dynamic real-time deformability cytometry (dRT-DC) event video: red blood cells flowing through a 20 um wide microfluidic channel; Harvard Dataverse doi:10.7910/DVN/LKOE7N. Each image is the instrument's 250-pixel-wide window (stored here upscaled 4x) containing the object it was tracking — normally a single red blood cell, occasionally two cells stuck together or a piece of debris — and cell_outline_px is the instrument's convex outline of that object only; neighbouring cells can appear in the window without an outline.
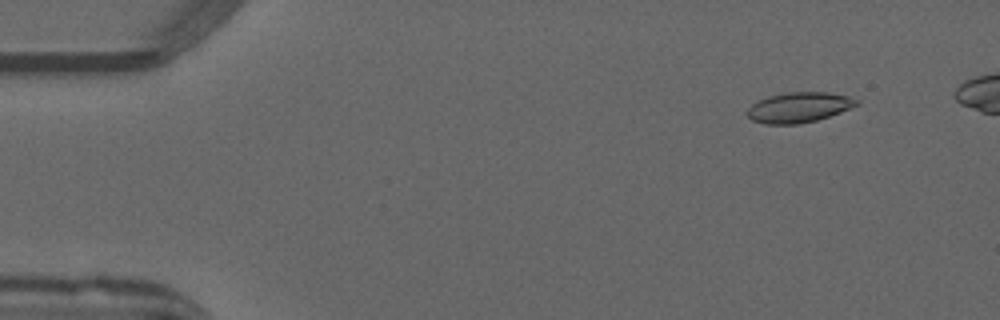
{"species": "common noctule bat (a hibernating species)", "species_latin": "Nyctalus noctula", "temperature_condition": "warm", "stored_images_in_passage": 47, "camera_frame_rate_fps": 3000, "um_per_image_px": 0.085, "animal": {"sex": "male", "forearm_length_mm": 52.5}, "frame": {"image": 1, "passage_image": 5, "time_ms": 1.333, "image_size_px": [1000, 320], "cell_outline_px": [[860, 104], [840, 112], [816, 120], [796, 124], [764, 124], [752, 120], [744, 112], [756, 100], [768, 96], [788, 92], [828, 92], [848, 96], [860, 100]], "centroid_in_image_um": [67.88, 9.12], "position_along_channel_um": 17.1, "area_um2": 19.36}}
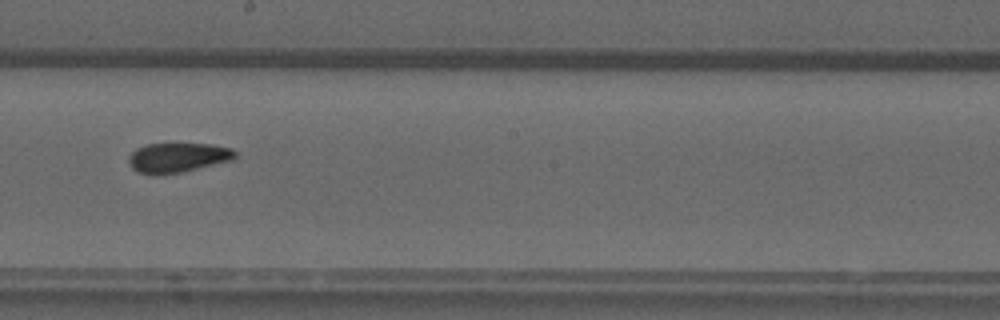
{"frame": {"image": 2, "passage_image": 29, "time_ms": 9.333, "image_size_px": [1000, 320], "cell_outline_px": [[236, 156], [232, 160], [180, 172], [136, 172], [132, 168], [128, 160], [128, 156], [136, 148], [148, 144], [212, 144], [232, 148], [236, 152]], "centroid_in_image_um": [15.13, 13.35], "position_along_channel_um": 233.1, "area_um2": 17.8}}
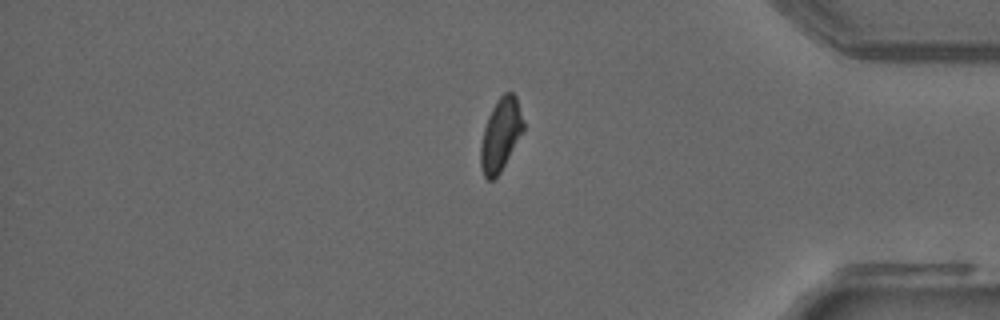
{"frame": {"image": 3, "passage_image": 43, "time_ms": 14.0, "image_size_px": [1000, 320], "cell_outline_px": [[524, 128], [500, 172], [492, 180], [488, 180], [484, 176], [480, 164], [480, 148], [484, 128], [488, 116], [496, 100], [504, 92], [512, 92], [516, 96], [524, 120]], "centroid_in_image_um": [42.55, 11.41], "position_along_channel_um": 392.7, "area_um2": 17.86}}